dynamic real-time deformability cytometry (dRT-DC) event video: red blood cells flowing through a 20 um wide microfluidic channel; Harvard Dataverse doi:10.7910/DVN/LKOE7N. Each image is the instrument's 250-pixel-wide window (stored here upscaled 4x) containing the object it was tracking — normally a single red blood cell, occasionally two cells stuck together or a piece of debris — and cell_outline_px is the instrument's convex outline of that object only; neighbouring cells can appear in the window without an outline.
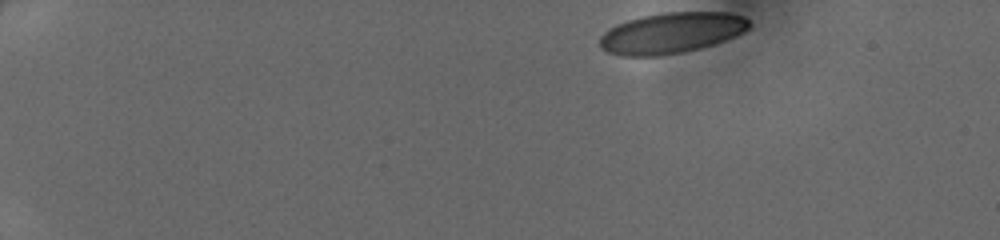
{"species": "human", "species_latin": "Homo sapiens", "temperature_condition": "cold", "stored_images_in_passage": 41, "camera_frame_rate_fps": 3000, "um_per_image_px": 0.085, "donor": {"sex": "female"}, "frame": {"image": 1, "passage_image": 1, "time_ms": 0.0, "image_size_px": [1000, 240], "cell_outline_px": [[752, 24], [744, 32], [736, 36], [700, 48], [684, 52], [656, 56], [620, 56], [608, 52], [600, 48], [600, 36], [608, 28], [616, 24], [628, 20], [644, 16], [664, 12], [728, 12], [744, 16]], "centroid_in_image_um": [57.07, 2.8], "position_along_channel_um": 27.9, "area_um2": 35.66}}
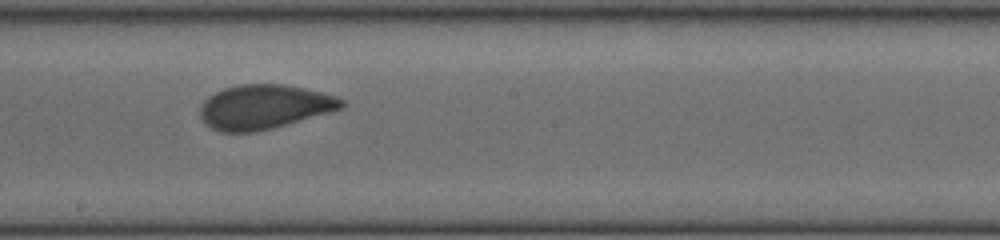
{"frame": {"image": 2, "passage_image": 23, "time_ms": 7.333, "image_size_px": [1000, 240], "cell_outline_px": [[344, 104], [340, 108], [328, 112], [272, 128], [256, 132], [220, 132], [212, 128], [200, 116], [200, 108], [204, 100], [208, 96], [224, 88], [240, 84], [284, 84], [304, 88], [320, 92], [344, 100]], "centroid_in_image_um": [22.4, 9.08], "position_along_channel_um": 225.8, "area_um2": 36.01}}
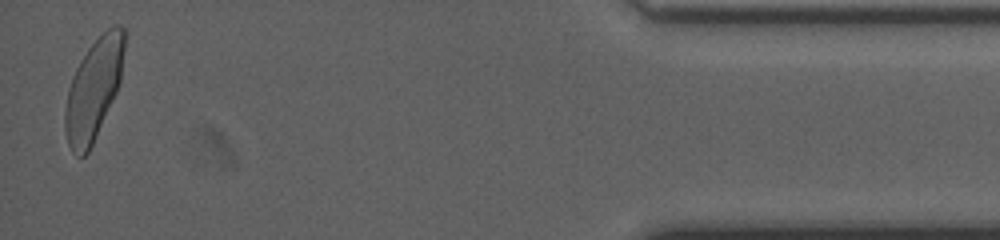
{"frame": {"image": 3, "passage_image": 41, "time_ms": 13.333, "image_size_px": [1000, 240], "cell_outline_px": [[128, 32], [120, 80], [116, 92], [92, 144], [88, 152], [84, 156], [76, 156], [72, 152], [68, 144], [64, 132], [64, 112], [68, 88], [72, 76], [80, 60], [88, 48], [108, 28], [116, 24], [120, 24]], "centroid_in_image_um": [7.97, 7.54], "position_along_channel_um": 427.2, "area_um2": 35.03}}